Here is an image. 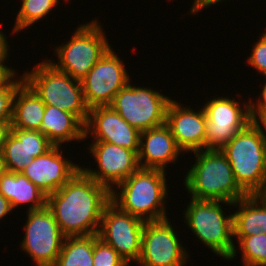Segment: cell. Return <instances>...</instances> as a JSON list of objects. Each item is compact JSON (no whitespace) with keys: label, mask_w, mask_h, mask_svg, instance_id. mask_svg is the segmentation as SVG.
Wrapping results in <instances>:
<instances>
[{"label":"cell","mask_w":266,"mask_h":266,"mask_svg":"<svg viewBox=\"0 0 266 266\" xmlns=\"http://www.w3.org/2000/svg\"><path fill=\"white\" fill-rule=\"evenodd\" d=\"M53 146L41 131L26 130L27 156L31 159L45 154Z\"/></svg>","instance_id":"29"},{"label":"cell","mask_w":266,"mask_h":266,"mask_svg":"<svg viewBox=\"0 0 266 266\" xmlns=\"http://www.w3.org/2000/svg\"><path fill=\"white\" fill-rule=\"evenodd\" d=\"M220 150L239 187L247 195H260L266 186V147L258 127L249 123Z\"/></svg>","instance_id":"5"},{"label":"cell","mask_w":266,"mask_h":266,"mask_svg":"<svg viewBox=\"0 0 266 266\" xmlns=\"http://www.w3.org/2000/svg\"><path fill=\"white\" fill-rule=\"evenodd\" d=\"M206 113L172 99L166 111V124L183 153L206 149Z\"/></svg>","instance_id":"17"},{"label":"cell","mask_w":266,"mask_h":266,"mask_svg":"<svg viewBox=\"0 0 266 266\" xmlns=\"http://www.w3.org/2000/svg\"><path fill=\"white\" fill-rule=\"evenodd\" d=\"M0 194L9 202L12 209L28 205L27 211L44 208L47 196L22 172L5 171L0 177Z\"/></svg>","instance_id":"20"},{"label":"cell","mask_w":266,"mask_h":266,"mask_svg":"<svg viewBox=\"0 0 266 266\" xmlns=\"http://www.w3.org/2000/svg\"><path fill=\"white\" fill-rule=\"evenodd\" d=\"M93 266H130L118 252L94 234Z\"/></svg>","instance_id":"27"},{"label":"cell","mask_w":266,"mask_h":266,"mask_svg":"<svg viewBox=\"0 0 266 266\" xmlns=\"http://www.w3.org/2000/svg\"><path fill=\"white\" fill-rule=\"evenodd\" d=\"M225 2V0H199L198 7L191 13L193 15H197L199 12L207 9L210 6L216 5L217 3Z\"/></svg>","instance_id":"37"},{"label":"cell","mask_w":266,"mask_h":266,"mask_svg":"<svg viewBox=\"0 0 266 266\" xmlns=\"http://www.w3.org/2000/svg\"><path fill=\"white\" fill-rule=\"evenodd\" d=\"M6 171L2 153H0V177Z\"/></svg>","instance_id":"38"},{"label":"cell","mask_w":266,"mask_h":266,"mask_svg":"<svg viewBox=\"0 0 266 266\" xmlns=\"http://www.w3.org/2000/svg\"><path fill=\"white\" fill-rule=\"evenodd\" d=\"M251 121L260 130L264 145L266 147V116H251Z\"/></svg>","instance_id":"35"},{"label":"cell","mask_w":266,"mask_h":266,"mask_svg":"<svg viewBox=\"0 0 266 266\" xmlns=\"http://www.w3.org/2000/svg\"><path fill=\"white\" fill-rule=\"evenodd\" d=\"M87 148L95 159L97 170L81 166V169L97 183L112 191L140 168L138 152L102 141H92Z\"/></svg>","instance_id":"14"},{"label":"cell","mask_w":266,"mask_h":266,"mask_svg":"<svg viewBox=\"0 0 266 266\" xmlns=\"http://www.w3.org/2000/svg\"><path fill=\"white\" fill-rule=\"evenodd\" d=\"M124 86L109 105L129 125L143 132L166 123L167 107L171 96L162 94L157 89L132 85Z\"/></svg>","instance_id":"8"},{"label":"cell","mask_w":266,"mask_h":266,"mask_svg":"<svg viewBox=\"0 0 266 266\" xmlns=\"http://www.w3.org/2000/svg\"><path fill=\"white\" fill-rule=\"evenodd\" d=\"M11 132V121H0V153L3 150L6 138Z\"/></svg>","instance_id":"34"},{"label":"cell","mask_w":266,"mask_h":266,"mask_svg":"<svg viewBox=\"0 0 266 266\" xmlns=\"http://www.w3.org/2000/svg\"><path fill=\"white\" fill-rule=\"evenodd\" d=\"M60 0H20L21 7L16 14V21L14 22L13 33L17 34L25 29L28 30L30 26L43 20L47 14H50L57 7ZM65 3L69 0H64Z\"/></svg>","instance_id":"25"},{"label":"cell","mask_w":266,"mask_h":266,"mask_svg":"<svg viewBox=\"0 0 266 266\" xmlns=\"http://www.w3.org/2000/svg\"><path fill=\"white\" fill-rule=\"evenodd\" d=\"M251 49L252 52L247 59V64L253 67V69H256L259 74L266 77V30Z\"/></svg>","instance_id":"30"},{"label":"cell","mask_w":266,"mask_h":266,"mask_svg":"<svg viewBox=\"0 0 266 266\" xmlns=\"http://www.w3.org/2000/svg\"><path fill=\"white\" fill-rule=\"evenodd\" d=\"M94 234L68 236L54 266H93Z\"/></svg>","instance_id":"23"},{"label":"cell","mask_w":266,"mask_h":266,"mask_svg":"<svg viewBox=\"0 0 266 266\" xmlns=\"http://www.w3.org/2000/svg\"><path fill=\"white\" fill-rule=\"evenodd\" d=\"M232 202L192 199L186 206L183 219L188 229L215 255L224 260L236 258L237 247L233 239V213L225 214L222 207Z\"/></svg>","instance_id":"4"},{"label":"cell","mask_w":266,"mask_h":266,"mask_svg":"<svg viewBox=\"0 0 266 266\" xmlns=\"http://www.w3.org/2000/svg\"><path fill=\"white\" fill-rule=\"evenodd\" d=\"M172 1H173V0H172ZM192 3H193V4H192V7L190 8V12H189V13H192V12L198 7V5H199V0H194Z\"/></svg>","instance_id":"39"},{"label":"cell","mask_w":266,"mask_h":266,"mask_svg":"<svg viewBox=\"0 0 266 266\" xmlns=\"http://www.w3.org/2000/svg\"><path fill=\"white\" fill-rule=\"evenodd\" d=\"M102 26L97 18L89 23L80 24L67 43L55 45L54 55L58 61L47 60L57 70L82 81L111 47Z\"/></svg>","instance_id":"7"},{"label":"cell","mask_w":266,"mask_h":266,"mask_svg":"<svg viewBox=\"0 0 266 266\" xmlns=\"http://www.w3.org/2000/svg\"><path fill=\"white\" fill-rule=\"evenodd\" d=\"M244 103V104H243ZM251 100L212 97L203 105L206 113V149H221L238 131L251 123Z\"/></svg>","instance_id":"10"},{"label":"cell","mask_w":266,"mask_h":266,"mask_svg":"<svg viewBox=\"0 0 266 266\" xmlns=\"http://www.w3.org/2000/svg\"><path fill=\"white\" fill-rule=\"evenodd\" d=\"M12 211L13 209L10 202L2 194H0V220L6 217V215L11 214Z\"/></svg>","instance_id":"36"},{"label":"cell","mask_w":266,"mask_h":266,"mask_svg":"<svg viewBox=\"0 0 266 266\" xmlns=\"http://www.w3.org/2000/svg\"><path fill=\"white\" fill-rule=\"evenodd\" d=\"M64 157L61 146H53L45 154L33 158L22 173L46 196L66 184L81 166Z\"/></svg>","instance_id":"16"},{"label":"cell","mask_w":266,"mask_h":266,"mask_svg":"<svg viewBox=\"0 0 266 266\" xmlns=\"http://www.w3.org/2000/svg\"><path fill=\"white\" fill-rule=\"evenodd\" d=\"M184 155L178 147L170 128L166 123L140 132L138 160L140 168L166 171L167 165L179 161Z\"/></svg>","instance_id":"18"},{"label":"cell","mask_w":266,"mask_h":266,"mask_svg":"<svg viewBox=\"0 0 266 266\" xmlns=\"http://www.w3.org/2000/svg\"><path fill=\"white\" fill-rule=\"evenodd\" d=\"M85 139L102 141L139 151L140 131L129 125L110 106H97L89 109L84 124Z\"/></svg>","instance_id":"15"},{"label":"cell","mask_w":266,"mask_h":266,"mask_svg":"<svg viewBox=\"0 0 266 266\" xmlns=\"http://www.w3.org/2000/svg\"><path fill=\"white\" fill-rule=\"evenodd\" d=\"M1 153L7 171L22 172L32 161L31 157L27 156L26 130L11 129Z\"/></svg>","instance_id":"24"},{"label":"cell","mask_w":266,"mask_h":266,"mask_svg":"<svg viewBox=\"0 0 266 266\" xmlns=\"http://www.w3.org/2000/svg\"><path fill=\"white\" fill-rule=\"evenodd\" d=\"M169 218L146 221L138 266H186L189 253Z\"/></svg>","instance_id":"11"},{"label":"cell","mask_w":266,"mask_h":266,"mask_svg":"<svg viewBox=\"0 0 266 266\" xmlns=\"http://www.w3.org/2000/svg\"><path fill=\"white\" fill-rule=\"evenodd\" d=\"M110 202L111 191L79 169L47 196L46 206L65 237L88 236L98 234L104 208Z\"/></svg>","instance_id":"1"},{"label":"cell","mask_w":266,"mask_h":266,"mask_svg":"<svg viewBox=\"0 0 266 266\" xmlns=\"http://www.w3.org/2000/svg\"><path fill=\"white\" fill-rule=\"evenodd\" d=\"M263 89L260 92L259 98L254 103L251 97L250 109H251V116H266V83L263 82Z\"/></svg>","instance_id":"31"},{"label":"cell","mask_w":266,"mask_h":266,"mask_svg":"<svg viewBox=\"0 0 266 266\" xmlns=\"http://www.w3.org/2000/svg\"><path fill=\"white\" fill-rule=\"evenodd\" d=\"M45 60L36 63L32 71L25 70L24 81L45 105L75 114L85 124L89 108L84 100L81 81L57 70L47 58Z\"/></svg>","instance_id":"6"},{"label":"cell","mask_w":266,"mask_h":266,"mask_svg":"<svg viewBox=\"0 0 266 266\" xmlns=\"http://www.w3.org/2000/svg\"><path fill=\"white\" fill-rule=\"evenodd\" d=\"M233 236L266 234V199L261 195H247L234 202Z\"/></svg>","instance_id":"21"},{"label":"cell","mask_w":266,"mask_h":266,"mask_svg":"<svg viewBox=\"0 0 266 266\" xmlns=\"http://www.w3.org/2000/svg\"><path fill=\"white\" fill-rule=\"evenodd\" d=\"M114 52L111 46L81 81L89 109L109 106L114 96L131 81L124 61Z\"/></svg>","instance_id":"12"},{"label":"cell","mask_w":266,"mask_h":266,"mask_svg":"<svg viewBox=\"0 0 266 266\" xmlns=\"http://www.w3.org/2000/svg\"><path fill=\"white\" fill-rule=\"evenodd\" d=\"M20 249L28 254L35 266H54L65 236L47 206L27 211Z\"/></svg>","instance_id":"9"},{"label":"cell","mask_w":266,"mask_h":266,"mask_svg":"<svg viewBox=\"0 0 266 266\" xmlns=\"http://www.w3.org/2000/svg\"><path fill=\"white\" fill-rule=\"evenodd\" d=\"M166 175L160 169L139 168L111 191V202L145 222L169 218Z\"/></svg>","instance_id":"2"},{"label":"cell","mask_w":266,"mask_h":266,"mask_svg":"<svg viewBox=\"0 0 266 266\" xmlns=\"http://www.w3.org/2000/svg\"><path fill=\"white\" fill-rule=\"evenodd\" d=\"M45 106L35 91L24 81L14 96L11 129L40 131Z\"/></svg>","instance_id":"22"},{"label":"cell","mask_w":266,"mask_h":266,"mask_svg":"<svg viewBox=\"0 0 266 266\" xmlns=\"http://www.w3.org/2000/svg\"><path fill=\"white\" fill-rule=\"evenodd\" d=\"M193 154L195 162L183 180L190 198L234 203L247 196L220 149H204Z\"/></svg>","instance_id":"3"},{"label":"cell","mask_w":266,"mask_h":266,"mask_svg":"<svg viewBox=\"0 0 266 266\" xmlns=\"http://www.w3.org/2000/svg\"><path fill=\"white\" fill-rule=\"evenodd\" d=\"M9 49H10V46L8 44L6 33L4 34V32H2V30L0 29V60L9 61L7 59V57H9V54H10Z\"/></svg>","instance_id":"33"},{"label":"cell","mask_w":266,"mask_h":266,"mask_svg":"<svg viewBox=\"0 0 266 266\" xmlns=\"http://www.w3.org/2000/svg\"><path fill=\"white\" fill-rule=\"evenodd\" d=\"M260 195L266 199V192H262Z\"/></svg>","instance_id":"40"},{"label":"cell","mask_w":266,"mask_h":266,"mask_svg":"<svg viewBox=\"0 0 266 266\" xmlns=\"http://www.w3.org/2000/svg\"><path fill=\"white\" fill-rule=\"evenodd\" d=\"M17 75L0 87V121H12L14 96L17 88L24 82L23 75H19V78Z\"/></svg>","instance_id":"28"},{"label":"cell","mask_w":266,"mask_h":266,"mask_svg":"<svg viewBox=\"0 0 266 266\" xmlns=\"http://www.w3.org/2000/svg\"><path fill=\"white\" fill-rule=\"evenodd\" d=\"M40 131L54 146L85 141L84 123L75 115L56 106H45Z\"/></svg>","instance_id":"19"},{"label":"cell","mask_w":266,"mask_h":266,"mask_svg":"<svg viewBox=\"0 0 266 266\" xmlns=\"http://www.w3.org/2000/svg\"><path fill=\"white\" fill-rule=\"evenodd\" d=\"M144 223L142 219L121 211L110 202L104 208L98 237L131 265L141 255Z\"/></svg>","instance_id":"13"},{"label":"cell","mask_w":266,"mask_h":266,"mask_svg":"<svg viewBox=\"0 0 266 266\" xmlns=\"http://www.w3.org/2000/svg\"><path fill=\"white\" fill-rule=\"evenodd\" d=\"M241 251L243 266H266V234L233 236Z\"/></svg>","instance_id":"26"},{"label":"cell","mask_w":266,"mask_h":266,"mask_svg":"<svg viewBox=\"0 0 266 266\" xmlns=\"http://www.w3.org/2000/svg\"><path fill=\"white\" fill-rule=\"evenodd\" d=\"M6 60H0V87L8 83L16 74L17 69L6 66Z\"/></svg>","instance_id":"32"}]
</instances>
